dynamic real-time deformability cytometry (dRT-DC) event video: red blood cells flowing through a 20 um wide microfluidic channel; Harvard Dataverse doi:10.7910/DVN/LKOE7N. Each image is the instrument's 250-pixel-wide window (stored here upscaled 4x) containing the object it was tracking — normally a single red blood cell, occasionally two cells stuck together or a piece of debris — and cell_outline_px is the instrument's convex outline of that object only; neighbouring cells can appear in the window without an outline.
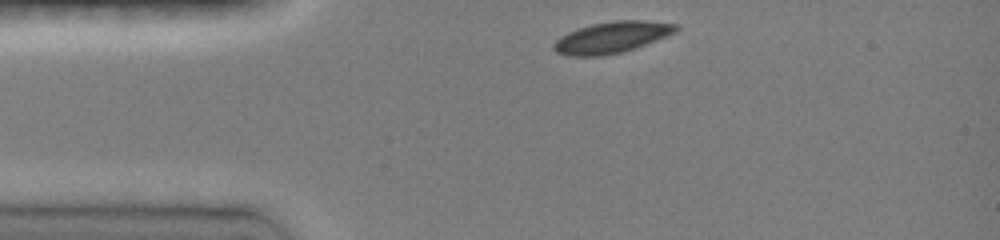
{"species": "common noctule bat (a hibernating species)", "species_latin": "Nyctalus noctula", "temperature_condition": "room temperature", "stored_images_in_passage": 50, "camera_frame_rate_fps": 3000, "um_per_image_px": 0.085, "animal": {"sex": "female", "body_mass_g": 19.0, "forearm_length_mm": 51.5}, "frame": {"image": 1, "passage_image": 1, "time_ms": 0.0, "image_size_px": [1000, 240], "cell_outline_px": [[680, 28], [676, 32], [668, 36], [636, 48], [624, 52], [600, 56], [568, 56], [556, 52], [552, 48], [552, 44], [560, 36], [568, 32], [592, 24], [616, 20], [644, 20], [676, 24]], "centroid_in_image_um": [52.01, 3.18], "position_along_channel_um": 33.0, "area_um2": 22.48}}
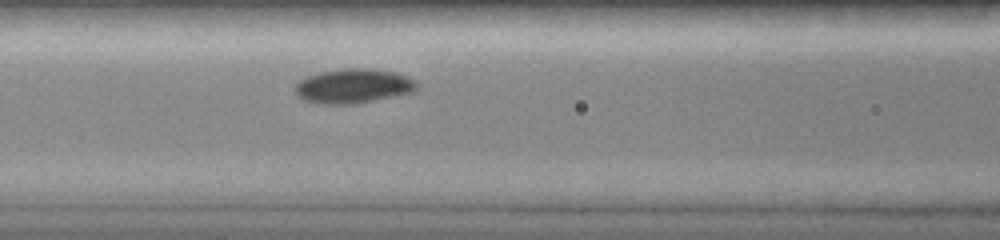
{"frame": {"image": 2, "passage_image": 20, "time_ms": 3.333, "image_size_px": [1000, 240], "cell_outline_px": [[420, 84], [416, 92], [356, 104], [320, 104], [304, 100], [296, 96], [292, 88], [304, 76], [320, 72], [344, 68], [372, 68], [396, 72], [416, 80]], "centroid_in_image_um": [30.04, 7.31], "position_along_channel_um": 136.6, "area_um2": 25.14}}
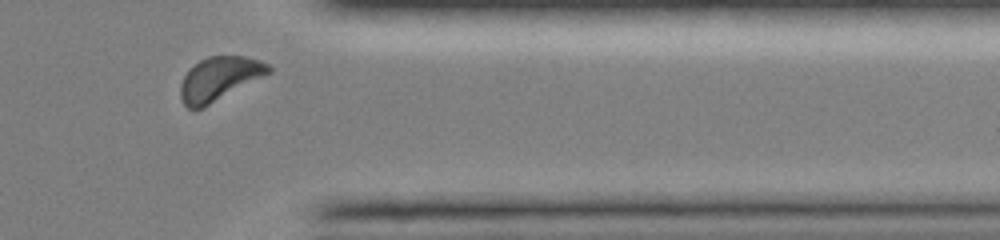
{"frame": {"image": 3, "passage_image": 47, "time_ms": 9.667, "image_size_px": [1000, 240], "cell_outline_px": [[272, 72], [204, 108], [188, 108], [184, 104], [180, 96], [180, 84], [188, 68], [200, 60], [208, 56], [244, 56], [260, 60], [268, 64], [272, 68]], "centroid_in_image_um": [18.64, 6.69], "position_along_channel_um": 392.8, "area_um2": 22.6}, "authors_computed_cell_mechanics": {"area_um2": 23.0333, "velocity_mm_per_s": 4.0656, "shape_relaxation_time_tau1_ms": 1.4596, "shape_relaxation_time_tau2_ms": null, "deformation_change_tau1": 0.081, "deformation_change_tau2": null}}